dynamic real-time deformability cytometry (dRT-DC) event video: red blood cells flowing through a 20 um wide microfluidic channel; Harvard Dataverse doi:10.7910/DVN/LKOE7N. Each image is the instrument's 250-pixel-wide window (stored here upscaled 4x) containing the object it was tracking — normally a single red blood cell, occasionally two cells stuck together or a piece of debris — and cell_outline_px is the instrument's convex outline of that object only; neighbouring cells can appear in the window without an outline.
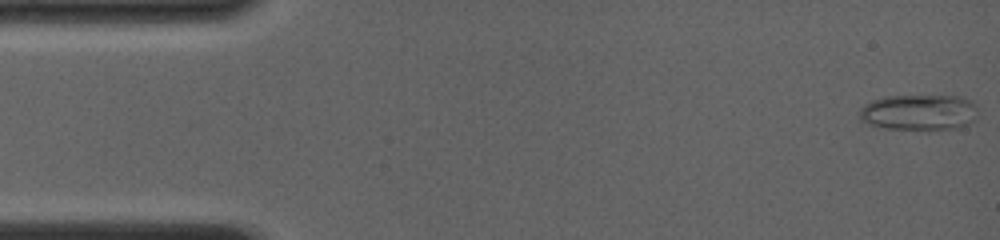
{"species": "common noctule bat (a hibernating species)", "species_latin": "Nyctalus noctula", "temperature_condition": "room temperature", "stored_images_in_passage": 40, "camera_frame_rate_fps": 4000, "um_per_image_px": 0.085, "animal": {"sex": "female", "body_mass_g": 19.0, "forearm_length_mm": 56.7}, "frame": {"image": 1, "passage_image": 1, "time_ms": 0.0, "image_size_px": [1000, 240], "cell_outline_px": [[976, 120], [960, 128], [928, 132], [884, 128], [868, 124], [860, 120], [860, 108], [872, 100], [888, 96], [952, 96], [964, 100], [968, 104], [976, 116]], "centroid_in_image_um": [78.02, 9.62], "position_along_channel_um": 7.0, "area_um2": 24.8}}
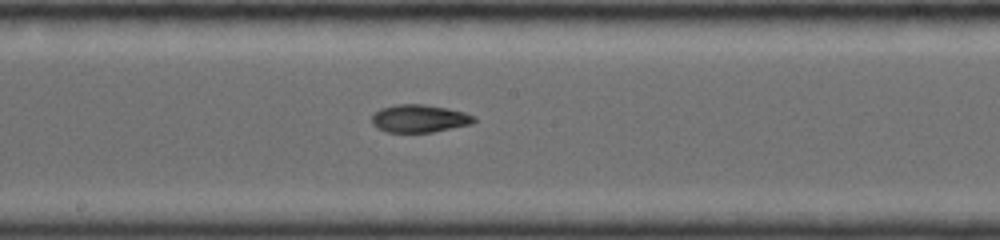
{"frame": {"image": 2, "passage_image": 17, "time_ms": 8.0, "image_size_px": [1000, 240], "cell_outline_px": [[476, 120], [472, 124], [432, 132], [384, 132], [376, 128], [372, 124], [372, 116], [380, 108], [396, 104], [424, 104], [448, 108], [464, 112], [476, 116]], "centroid_in_image_um": [35.64, 10.07], "position_along_channel_um": 212.6, "area_um2": 16.7}}
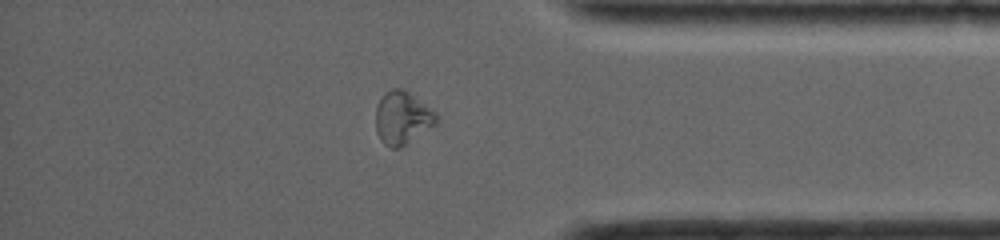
{"frame": {"image": 3, "passage_image": 34, "time_ms": 12.75, "image_size_px": [1000, 240], "cell_outline_px": [[440, 120], [436, 124], [400, 148], [392, 148], [384, 144], [380, 140], [376, 132], [376, 108], [384, 92], [392, 88], [400, 88], [408, 92], [436, 112]], "centroid_in_image_um": [34.2, 10.03], "position_along_channel_um": 401.0, "area_um2": 18.67}, "authors_computed_cell_mechanics": {"area_um2": 16.8198, "velocity_mm_per_s": 4.1082, "shape_relaxation_time_tau1_ms": null, "shape_relaxation_time_tau2_ms": 2.0701, "deformation_change_tau1": null, "deformation_change_tau2": 0.0636}}